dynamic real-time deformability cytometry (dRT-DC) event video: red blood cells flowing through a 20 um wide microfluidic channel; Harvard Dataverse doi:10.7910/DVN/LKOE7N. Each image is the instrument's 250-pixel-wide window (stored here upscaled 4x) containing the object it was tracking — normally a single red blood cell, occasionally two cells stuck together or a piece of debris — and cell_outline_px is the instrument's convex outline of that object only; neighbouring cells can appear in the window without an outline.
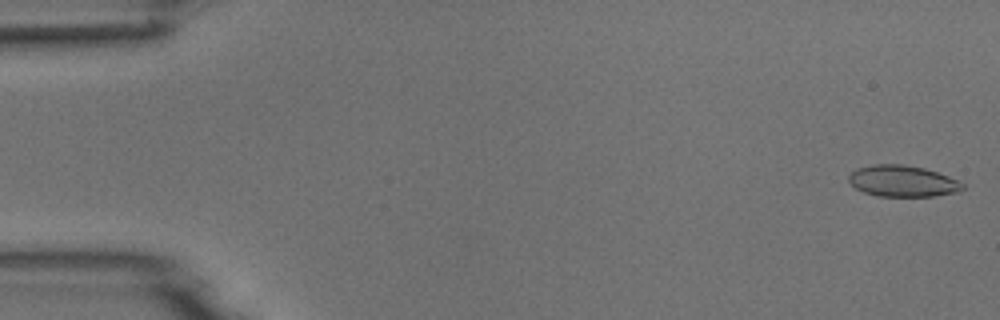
{"species": "common noctule bat (a hibernating species)", "species_latin": "Nyctalus noctula", "temperature_condition": "room temperature", "stored_images_in_passage": 5, "camera_frame_rate_fps": 3000, "um_per_image_px": 0.085, "animal": {"sex": "male", "body_mass_g": 18.8}, "frame": {"image": 1, "passage_image": 1, "time_ms": 0.0, "image_size_px": [1000, 320], "cell_outline_px": [[964, 188], [956, 192], [932, 196], [876, 196], [864, 192], [856, 188], [848, 180], [848, 176], [856, 168], [872, 164], [904, 164], [924, 168], [960, 180], [964, 184]], "centroid_in_image_um": [76.71, 15.38], "position_along_channel_um": 8.3, "area_um2": 20.81}}